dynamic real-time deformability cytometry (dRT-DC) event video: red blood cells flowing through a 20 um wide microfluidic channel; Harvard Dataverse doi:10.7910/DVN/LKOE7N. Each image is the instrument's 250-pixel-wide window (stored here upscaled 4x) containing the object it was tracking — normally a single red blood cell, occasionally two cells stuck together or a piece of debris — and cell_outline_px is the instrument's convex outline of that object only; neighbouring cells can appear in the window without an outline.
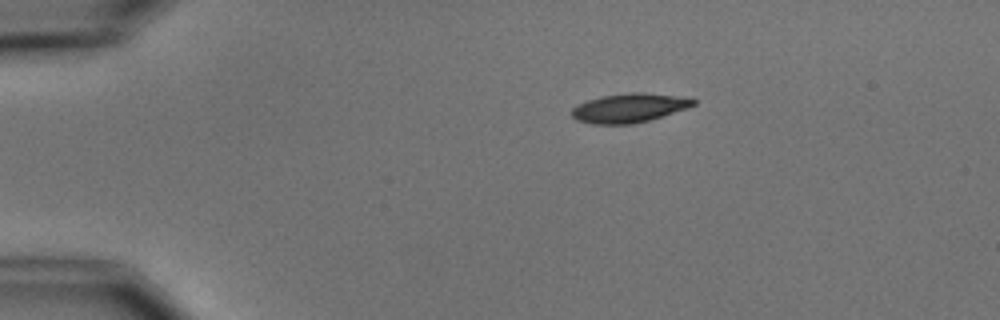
{"species": "common noctule bat (a hibernating species)", "species_latin": "Nyctalus noctula", "temperature_condition": "cold", "stored_images_in_passage": 8, "camera_frame_rate_fps": 3000, "um_per_image_px": 0.085, "animal": {"sex": "male", "body_mass_g": 15.6}, "frame": {"image": 1, "passage_image": 1, "time_ms": 0.0, "image_size_px": [1000, 320], "cell_outline_px": [[696, 104], [688, 108], [648, 120], [628, 124], [592, 124], [576, 120], [572, 116], [572, 108], [588, 100], [600, 96], [628, 92], [644, 92], [692, 96], [696, 100]], "centroid_in_image_um": [53.56, 9.15], "position_along_channel_um": 31.4, "area_um2": 20.87}}
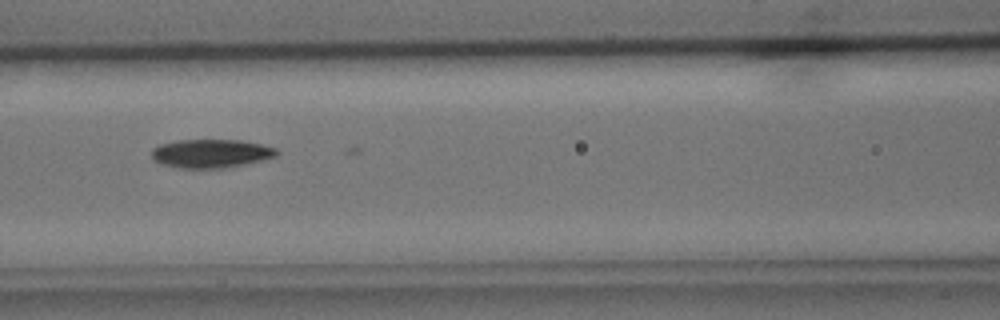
{"frame": {"image": 2, "passage_image": 5, "time_ms": 4.667, "image_size_px": [1000, 320], "cell_outline_px": [[280, 152], [276, 156], [244, 164], [224, 168], [180, 168], [164, 164], [152, 160], [152, 148], [160, 144], [176, 140], [240, 140], [260, 144], [276, 148]], "centroid_in_image_um": [17.91, 13.04], "position_along_channel_um": 148.7, "area_um2": 20.75}}
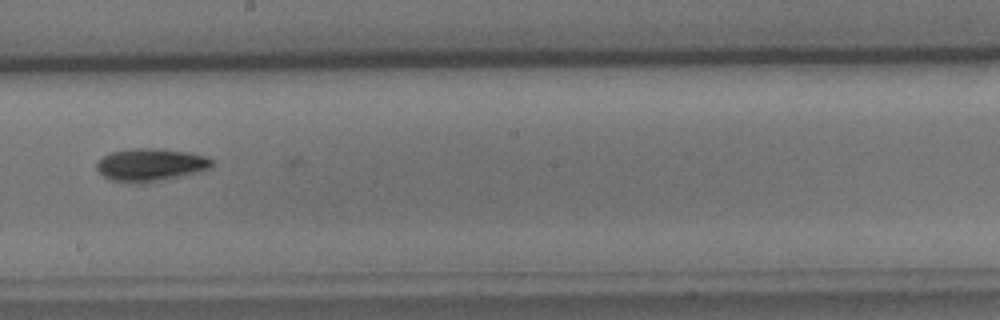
{"frame": {"image": 3, "passage_image": 7, "time_ms": 7.0, "image_size_px": [1000, 320], "cell_outline_px": [[216, 164], [212, 168], [140, 184], [136, 184], [112, 180], [104, 176], [96, 168], [96, 164], [104, 156], [112, 152], [132, 148], [160, 148], [188, 152], [208, 156], [216, 160]], "centroid_in_image_um": [12.84, 13.99], "position_along_channel_um": 235.4, "area_um2": 21.96}}